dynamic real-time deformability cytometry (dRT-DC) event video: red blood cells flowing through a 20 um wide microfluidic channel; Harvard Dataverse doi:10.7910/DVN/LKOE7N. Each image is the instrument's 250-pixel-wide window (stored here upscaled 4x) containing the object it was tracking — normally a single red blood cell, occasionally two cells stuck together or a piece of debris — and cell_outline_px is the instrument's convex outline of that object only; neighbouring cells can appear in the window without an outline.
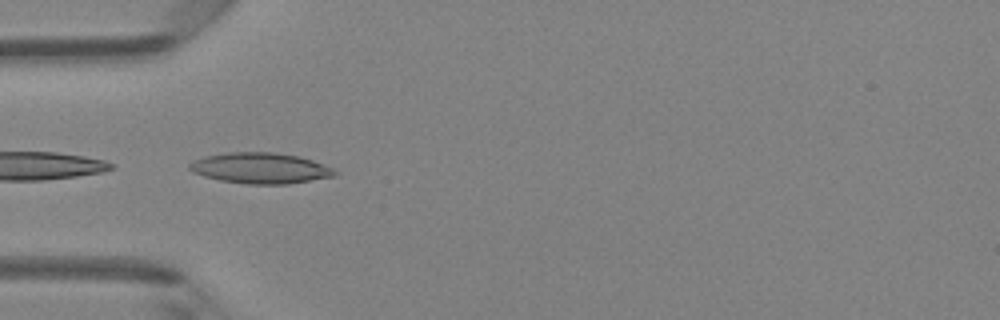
{"species": "Egyptian fruit bat (a non-hibernating species)", "species_latin": "Rousettus aegyptiacus", "temperature_condition": "room temperature", "stored_images_in_passage": 48, "camera_frame_rate_fps": 3000, "um_per_image_px": 0.085, "animal": {"sex": "female"}, "frame": {"image": 1, "passage_image": 15, "time_ms": 4.667, "image_size_px": [1000, 320], "cell_outline_px": [[340, 172], [336, 176], [288, 184], [248, 184], [220, 180], [204, 176], [192, 172], [188, 168], [188, 164], [192, 160], [204, 156], [228, 152], [272, 152], [300, 156], [312, 160], [332, 168]], "centroid_in_image_um": [22.12, 14.29], "position_along_channel_um": 62.9, "area_um2": 26.24}}
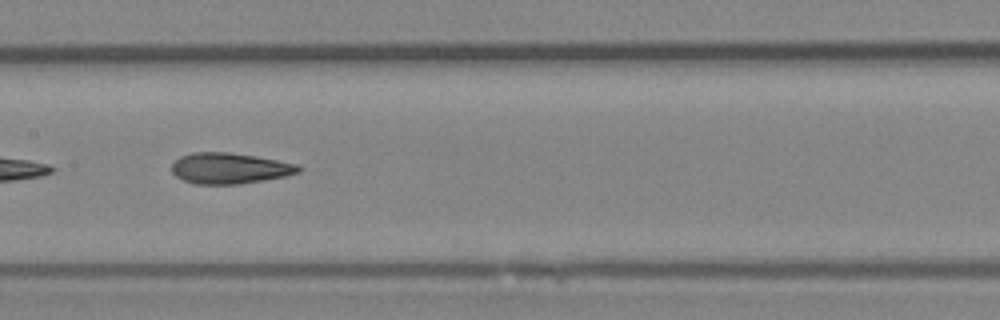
{"frame": {"image": 2, "passage_image": 24, "time_ms": 7.667, "image_size_px": [1000, 320], "cell_outline_px": [[304, 168], [300, 172], [284, 176], [264, 180], [236, 184], [196, 184], [184, 180], [176, 176], [172, 172], [172, 164], [180, 156], [192, 152], [228, 152], [256, 156], [300, 164]], "centroid_in_image_um": [19.55, 14.29], "position_along_channel_um": 187.8, "area_um2": 22.89}}
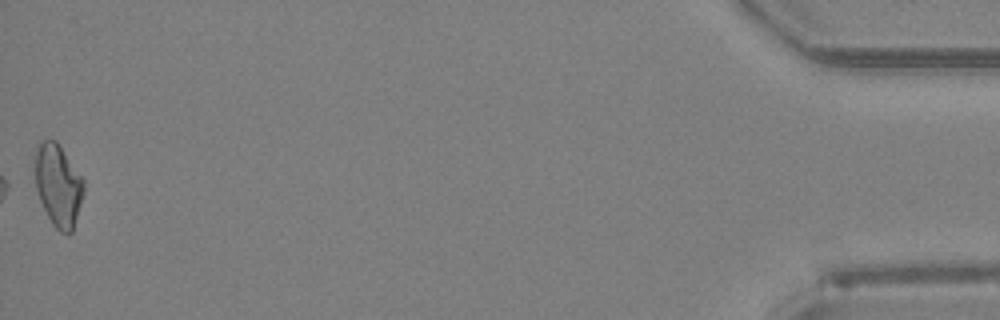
{"frame": {"image": 3, "passage_image": 48, "time_ms": 15.667, "image_size_px": [1000, 320], "cell_outline_px": [[84, 192], [72, 232], [68, 236], [60, 232], [52, 224], [40, 200], [36, 188], [36, 148], [40, 140], [56, 140], [84, 180]], "centroid_in_image_um": [4.96, 15.77], "position_along_channel_um": 430.2, "area_um2": 23.12}, "authors_computed_cell_mechanics": {"area_um2": 23.1489, "velocity_mm_per_s": 4.2176, "shape_relaxation_time_tau1_ms": 8.3697, "shape_relaxation_time_tau2_ms": 2.1042, "deformation_change_tau1": 0.2057, "deformation_change_tau2": 0.1064}}